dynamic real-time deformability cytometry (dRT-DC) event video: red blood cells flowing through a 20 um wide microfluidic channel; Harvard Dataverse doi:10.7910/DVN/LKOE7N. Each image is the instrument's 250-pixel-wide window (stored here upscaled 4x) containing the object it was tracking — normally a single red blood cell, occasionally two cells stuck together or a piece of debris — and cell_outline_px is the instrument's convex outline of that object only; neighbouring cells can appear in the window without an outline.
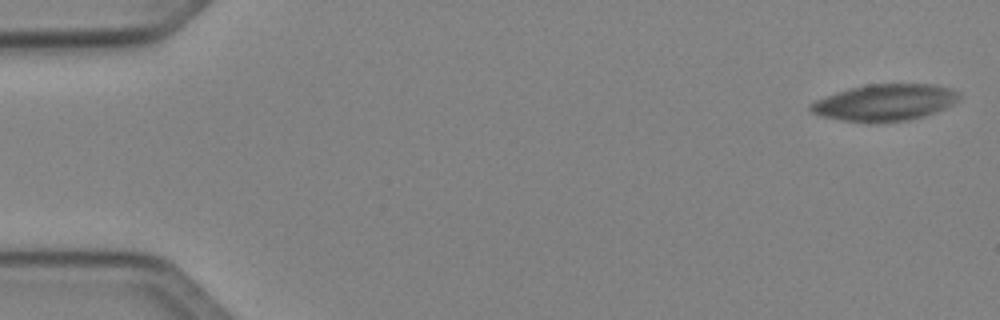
{"species": "Egyptian fruit bat (a non-hibernating species)", "species_latin": "Rousettus aegyptiacus", "temperature_condition": "cold", "stored_images_in_passage": 6, "camera_frame_rate_fps": 3000, "um_per_image_px": 0.085, "animal": {"sex": "female"}, "frame": {"image": 1, "passage_image": 1, "time_ms": 0.0, "image_size_px": [1000, 320], "cell_outline_px": [[964, 96], [960, 100], [936, 112], [924, 116], [908, 120], [872, 124], [868, 124], [820, 116], [812, 112], [808, 108], [808, 104], [816, 100], [836, 92], [868, 84], [936, 84], [952, 88], [960, 92]], "centroid_in_image_um": [75.26, 8.72], "position_along_channel_um": 9.7, "area_um2": 32.19}}
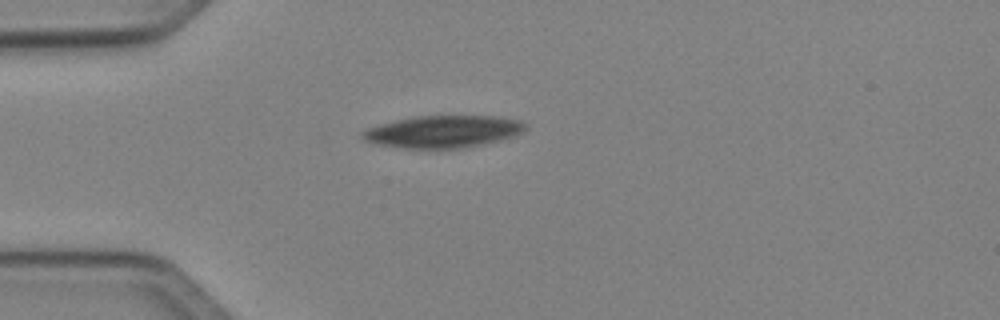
{"frame": {"image": 2, "passage_image": 4, "time_ms": 4.333, "image_size_px": [1000, 320], "cell_outline_px": [[528, 128], [524, 132], [516, 136], [504, 140], [464, 148], [400, 148], [376, 144], [364, 140], [360, 136], [360, 132], [368, 128], [380, 124], [396, 120], [416, 116], [500, 116], [520, 120], [528, 124]], "centroid_in_image_um": [37.73, 11.19], "position_along_channel_um": 47.3, "area_um2": 31.04}}
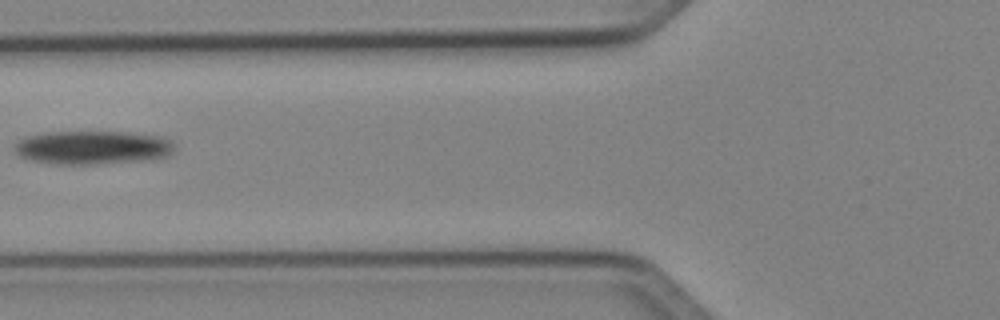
{"frame": {"image": 3, "passage_image": 6, "time_ms": 6.667, "image_size_px": [1000, 320], "cell_outline_px": [[176, 144], [172, 152], [168, 156], [144, 160], [92, 164], [52, 164], [28, 160], [16, 156], [12, 148], [12, 144], [16, 140], [28, 136], [44, 132], [128, 132], [164, 136], [172, 140]], "centroid_in_image_um": [7.81, 12.53], "position_along_channel_um": 118.0, "area_um2": 31.96}}